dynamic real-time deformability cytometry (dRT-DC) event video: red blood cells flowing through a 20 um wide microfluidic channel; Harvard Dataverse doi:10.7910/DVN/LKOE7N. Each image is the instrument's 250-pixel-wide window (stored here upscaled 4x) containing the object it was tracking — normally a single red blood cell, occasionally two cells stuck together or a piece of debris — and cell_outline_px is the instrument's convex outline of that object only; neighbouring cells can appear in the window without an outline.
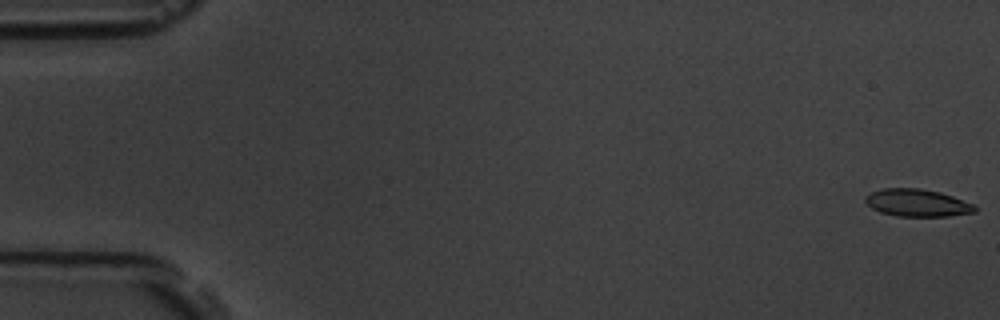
{"species": "common noctule bat (a hibernating species)", "species_latin": "Nyctalus noctula", "temperature_condition": "room temperature", "stored_images_in_passage": 6, "camera_frame_rate_fps": 3000, "um_per_image_px": 0.085, "animal": {"sex": "male", "body_mass_g": 19.5, "forearm_length_mm": 54.6}, "frame": {"image": 1, "passage_image": 1, "time_ms": 0.0, "image_size_px": [1000, 320], "cell_outline_px": [[976, 212], [948, 216], [896, 216], [880, 212], [872, 208], [864, 200], [864, 196], [872, 192], [884, 188], [920, 188], [940, 192], [952, 196], [972, 204], [976, 208]], "centroid_in_image_um": [77.94, 17.24], "position_along_channel_um": 7.1, "area_um2": 17.4}}
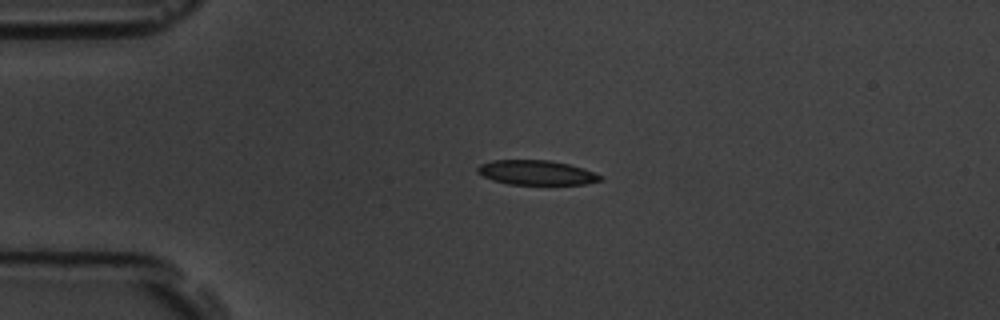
{"frame": {"image": 2, "passage_image": 4, "time_ms": 4.333, "image_size_px": [1000, 320], "cell_outline_px": [[604, 180], [584, 184], [508, 184], [492, 180], [476, 172], [476, 168], [480, 164], [492, 160], [548, 160], [568, 164], [584, 168], [604, 176]], "centroid_in_image_um": [45.61, 14.67], "position_along_channel_um": 39.4, "area_um2": 17.69}}
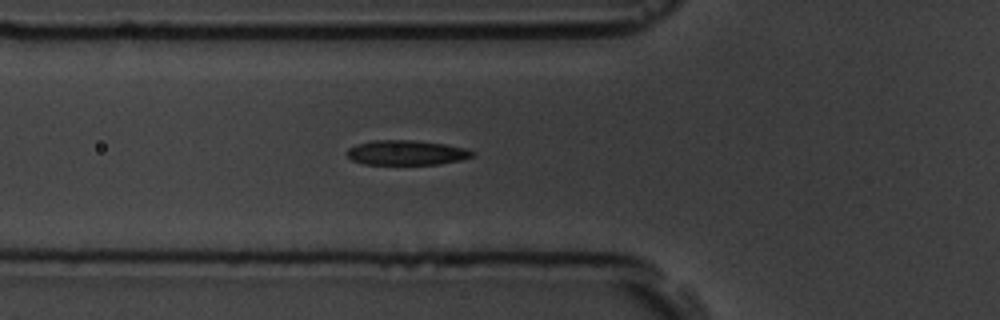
{"frame": {"image": 3, "passage_image": 6, "time_ms": 6.667, "image_size_px": [1000, 320], "cell_outline_px": [[476, 152], [472, 156], [460, 160], [440, 164], [364, 164], [352, 160], [344, 152], [348, 148], [356, 144], [372, 140], [412, 140], [444, 144], [464, 148]], "centroid_in_image_um": [34.5, 12.97], "position_along_channel_um": 91.3, "area_um2": 18.09}}